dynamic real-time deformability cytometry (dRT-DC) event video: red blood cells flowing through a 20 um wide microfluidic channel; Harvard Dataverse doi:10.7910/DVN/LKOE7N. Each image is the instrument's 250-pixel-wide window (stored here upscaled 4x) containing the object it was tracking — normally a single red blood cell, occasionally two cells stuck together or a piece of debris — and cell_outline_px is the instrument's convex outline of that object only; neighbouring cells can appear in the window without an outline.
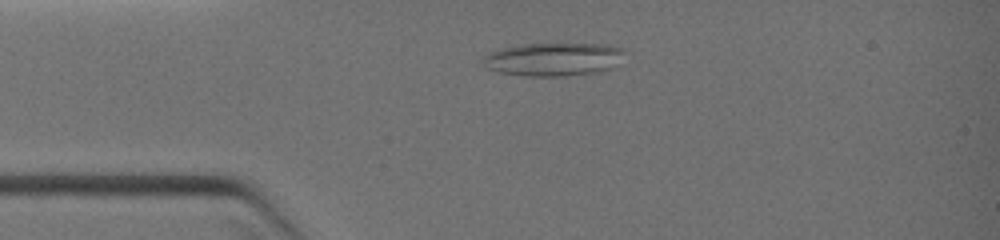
{"species": "common noctule bat (a hibernating species)", "species_latin": "Nyctalus noctula", "temperature_condition": "warm", "stored_images_in_passage": 6, "camera_frame_rate_fps": 3000, "um_per_image_px": 0.085, "animal": {"sex": "female", "body_mass_g": 19.0, "forearm_length_mm": 51.5}, "frame": {"image": 1, "passage_image": 3, "time_ms": 1.667, "image_size_px": [1000, 240], "cell_outline_px": [[624, 52], [616, 68], [604, 72], [564, 76], [520, 76], [496, 72], [484, 68], [480, 64], [480, 60], [488, 52], [520, 44], [608, 44], [624, 48]], "centroid_in_image_um": [47.02, 5.06], "position_along_channel_um": 38.0, "area_um2": 28.26}}
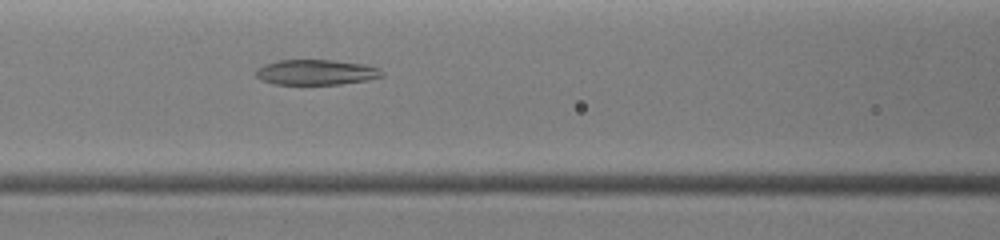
{"frame": {"image": 2, "passage_image": 6, "time_ms": 4.0, "image_size_px": [1000, 240], "cell_outline_px": [[384, 76], [368, 80], [340, 84], [272, 84], [260, 80], [256, 76], [256, 68], [264, 64], [280, 60], [332, 60], [364, 64], [380, 68], [384, 72]], "centroid_in_image_um": [26.87, 6.14], "position_along_channel_um": 139.7, "area_um2": 18.73}}